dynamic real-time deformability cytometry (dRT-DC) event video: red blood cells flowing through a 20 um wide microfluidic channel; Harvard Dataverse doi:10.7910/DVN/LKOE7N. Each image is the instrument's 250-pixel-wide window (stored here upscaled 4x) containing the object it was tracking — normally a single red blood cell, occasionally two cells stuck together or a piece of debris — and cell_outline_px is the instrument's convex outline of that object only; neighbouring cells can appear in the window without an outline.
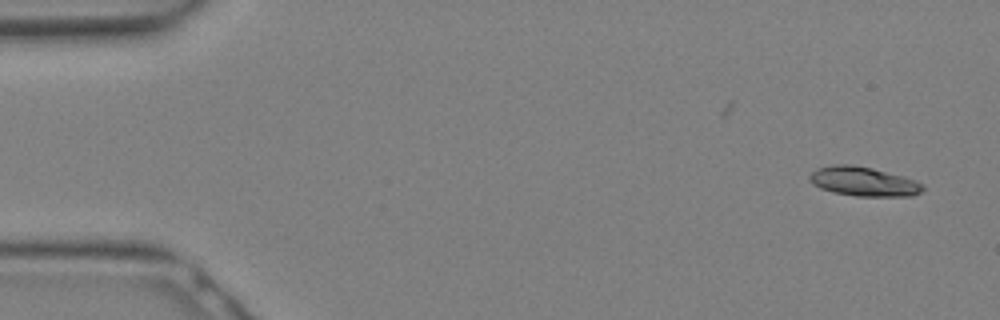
{"species": "Egyptian fruit bat (a non-hibernating species)", "species_latin": "Rousettus aegyptiacus", "temperature_condition": "warm", "stored_images_in_passage": 12, "camera_frame_rate_fps": 3000, "um_per_image_px": 0.085, "animal": {"sex": "female"}, "frame": {"image": 1, "passage_image": 1, "time_ms": 0.0, "image_size_px": [1000, 320], "cell_outline_px": [[924, 188], [920, 192], [912, 196], [856, 196], [832, 192], [820, 188], [812, 184], [808, 180], [808, 176], [816, 168], [832, 164], [852, 164], [872, 168], [904, 176], [916, 180], [924, 184]], "centroid_in_image_um": [73.38, 15.42], "position_along_channel_um": 11.6, "area_um2": 19.59}}
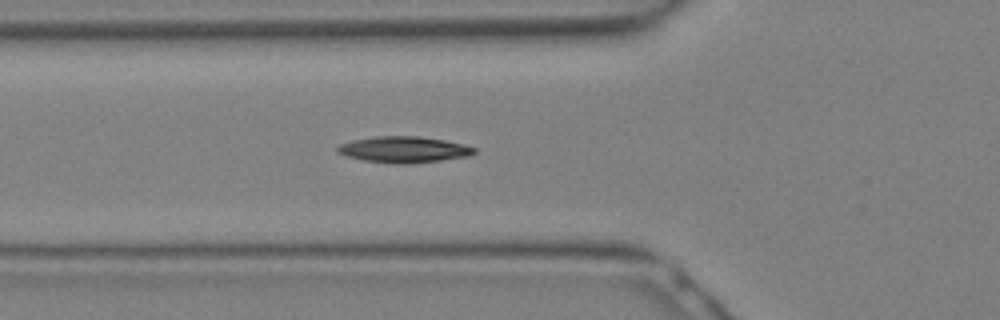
{"frame": {"image": 2, "passage_image": 10, "time_ms": 3.0, "image_size_px": [1000, 320], "cell_outline_px": [[476, 152], [468, 156], [440, 160], [408, 164], [396, 164], [364, 160], [348, 156], [336, 152], [336, 148], [340, 144], [352, 140], [376, 136], [416, 136], [444, 140], [464, 144], [476, 148]], "centroid_in_image_um": [34.32, 12.71], "position_along_channel_um": 91.5, "area_um2": 20.75}}
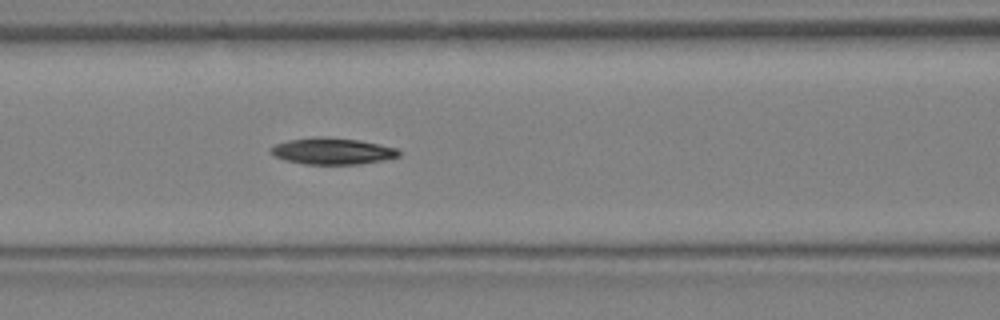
{"frame": {"image": 3, "passage_image": 12, "time_ms": 3.667, "image_size_px": [1000, 320], "cell_outline_px": [[400, 156], [384, 160], [360, 164], [304, 164], [284, 160], [268, 152], [268, 148], [276, 144], [288, 140], [316, 136], [320, 136], [360, 140], [396, 148], [400, 152]], "centroid_in_image_um": [28.22, 12.84], "position_along_channel_um": 138.4, "area_um2": 19.88}}